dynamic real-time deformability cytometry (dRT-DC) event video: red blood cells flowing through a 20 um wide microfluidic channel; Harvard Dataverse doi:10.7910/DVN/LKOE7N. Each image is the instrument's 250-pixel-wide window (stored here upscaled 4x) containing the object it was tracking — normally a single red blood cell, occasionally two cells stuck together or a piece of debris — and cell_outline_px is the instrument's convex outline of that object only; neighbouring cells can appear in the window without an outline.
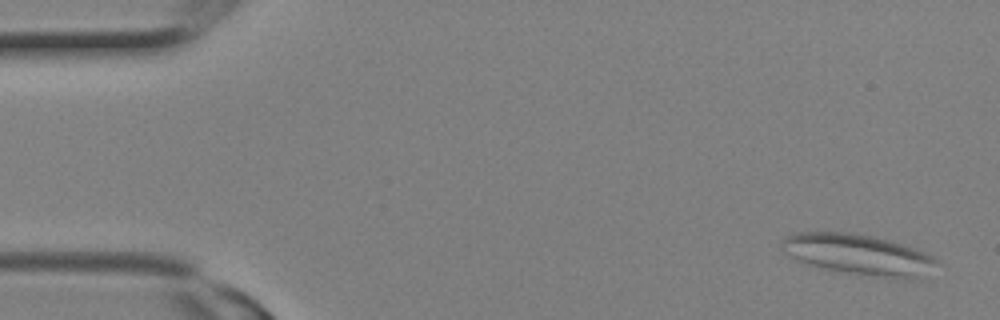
{"species": "Egyptian fruit bat (a non-hibernating species)", "species_latin": "Rousettus aegyptiacus", "temperature_condition": "room temperature", "stored_images_in_passage": 12, "camera_frame_rate_fps": 3000, "um_per_image_px": 0.085, "animal": {"sex": "female"}, "frame": {"image": 1, "passage_image": 1, "time_ms": 0.0, "image_size_px": [1000, 320], "cell_outline_px": [[940, 264], [920, 280], [900, 280], [860, 276], [832, 272], [816, 268], [792, 260], [780, 248], [780, 244], [784, 236], [796, 232], [852, 232], [872, 236], [888, 240], [924, 252], [932, 256]], "centroid_in_image_um": [72.93, 21.7], "position_along_channel_um": 12.1, "area_um2": 38.44}}
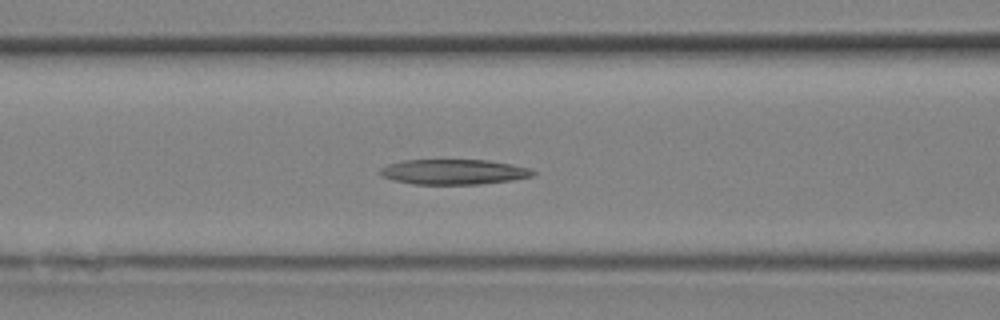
{"frame": {"image": 2, "passage_image": 10, "time_ms": 3.0, "image_size_px": [1000, 320], "cell_outline_px": [[536, 172], [532, 176], [512, 180], [480, 184], [412, 184], [392, 180], [380, 176], [376, 172], [380, 168], [388, 164], [404, 160], [488, 160], [512, 164], [532, 168]], "centroid_in_image_um": [38.53, 14.61], "position_along_channel_um": 128.1, "area_um2": 22.66}}
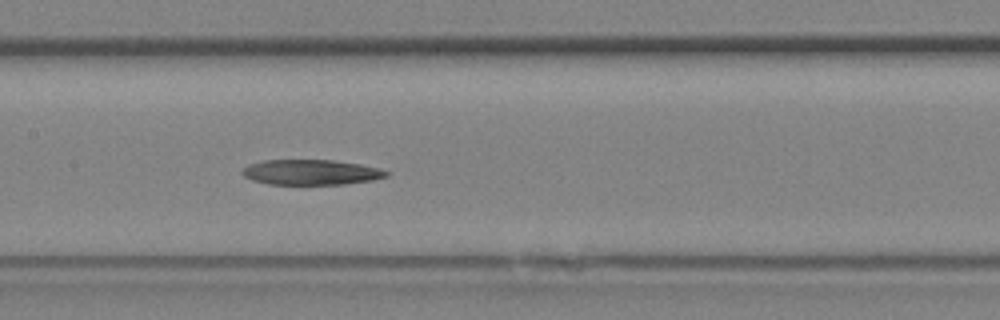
{"frame": {"image": 3, "passage_image": 12, "time_ms": 3.667, "image_size_px": [1000, 320], "cell_outline_px": [[392, 172], [388, 176], [372, 180], [344, 184], [268, 184], [252, 180], [244, 176], [240, 172], [248, 164], [264, 160], [332, 160], [360, 164], [380, 168]], "centroid_in_image_um": [26.46, 14.64], "position_along_channel_um": 180.9, "area_um2": 21.27}}